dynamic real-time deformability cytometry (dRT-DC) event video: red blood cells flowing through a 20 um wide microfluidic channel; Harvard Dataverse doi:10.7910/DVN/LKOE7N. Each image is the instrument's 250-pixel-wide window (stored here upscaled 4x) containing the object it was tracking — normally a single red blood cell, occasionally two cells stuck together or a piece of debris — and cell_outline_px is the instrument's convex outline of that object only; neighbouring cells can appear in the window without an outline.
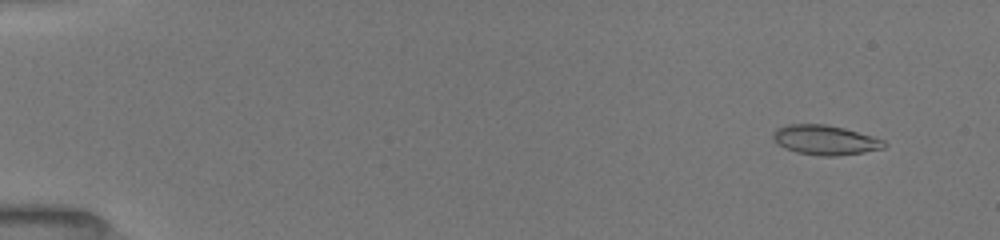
{"species": "common noctule bat (a hibernating species)", "species_latin": "Nyctalus noctula", "temperature_condition": "room temperature", "stored_images_in_passage": 9, "camera_frame_rate_fps": 3000, "um_per_image_px": 0.085, "animal": {"sex": "female", "body_mass_g": 19.5, "forearm_length_mm": 54.1}, "frame": {"image": 1, "passage_image": 4, "time_ms": 1.0, "image_size_px": [1000, 240], "cell_outline_px": [[888, 144], [884, 148], [864, 152], [836, 156], [820, 156], [796, 152], [784, 148], [776, 144], [772, 136], [772, 132], [776, 128], [788, 124], [828, 124], [844, 128], [872, 136], [884, 140]], "centroid_in_image_um": [70.11, 11.9], "position_along_channel_um": 14.9, "area_um2": 19.42}}